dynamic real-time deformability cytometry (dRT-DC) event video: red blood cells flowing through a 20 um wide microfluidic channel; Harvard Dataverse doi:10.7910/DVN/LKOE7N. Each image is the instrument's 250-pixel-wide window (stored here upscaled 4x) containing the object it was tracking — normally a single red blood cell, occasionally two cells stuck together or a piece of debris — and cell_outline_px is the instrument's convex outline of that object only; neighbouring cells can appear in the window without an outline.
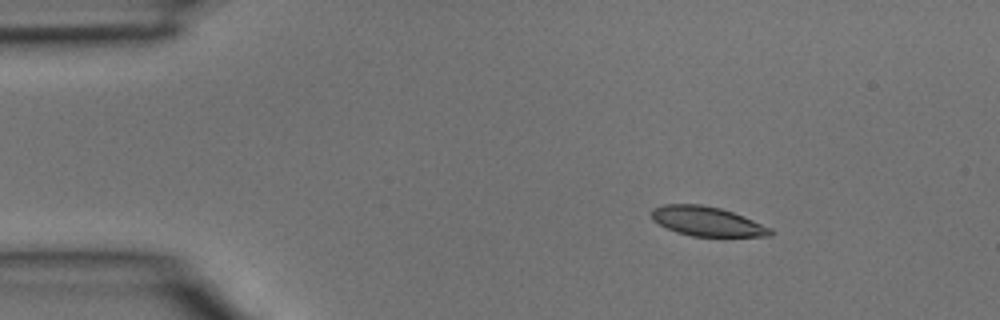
{"species": "common noctule bat (a hibernating species)", "species_latin": "Nyctalus noctula", "temperature_condition": "room temperature", "stored_images_in_passage": 5, "camera_frame_rate_fps": 3000, "um_per_image_px": 0.085, "animal": {"sex": "male", "body_mass_g": 15.6}, "frame": {"image": 1, "passage_image": 2, "time_ms": 0.333, "image_size_px": [1000, 320], "cell_outline_px": [[772, 236], [692, 236], [676, 232], [652, 220], [652, 208], [664, 204], [700, 204], [720, 208], [744, 216], [772, 228]], "centroid_in_image_um": [60.1, 18.81], "position_along_channel_um": 24.9, "area_um2": 20.29}}
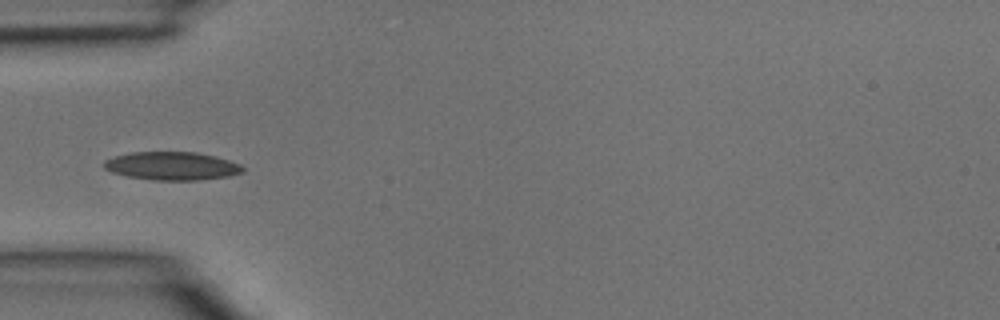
{"frame": {"image": 2, "passage_image": 4, "time_ms": 1.0, "image_size_px": [1000, 320], "cell_outline_px": [[244, 172], [228, 176], [196, 180], [152, 180], [128, 176], [112, 172], [104, 168], [104, 160], [116, 156], [132, 152], [196, 152], [216, 156], [240, 164], [244, 168]], "centroid_in_image_um": [14.63, 14.1], "position_along_channel_um": 70.4, "area_um2": 22.72}}
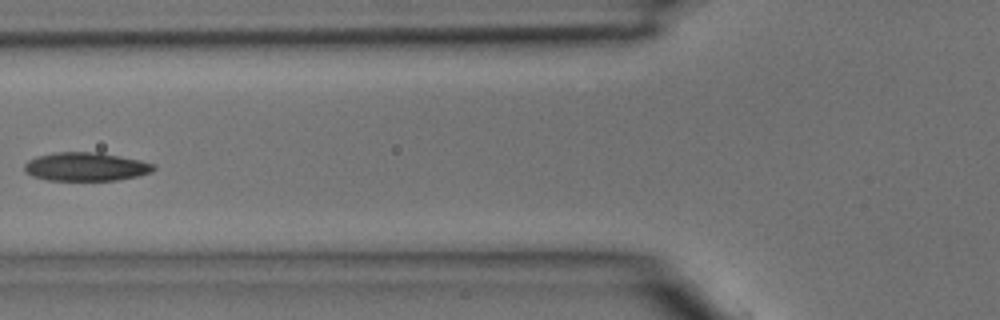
{"frame": {"image": 3, "passage_image": 5, "time_ms": 1.333, "image_size_px": [1000, 320], "cell_outline_px": [[156, 168], [152, 172], [140, 176], [116, 180], [48, 180], [32, 176], [24, 172], [24, 164], [28, 160], [36, 156], [56, 152], [100, 152], [140, 160], [156, 164]], "centroid_in_image_um": [7.31, 14.17], "position_along_channel_um": 118.5, "area_um2": 21.73}}